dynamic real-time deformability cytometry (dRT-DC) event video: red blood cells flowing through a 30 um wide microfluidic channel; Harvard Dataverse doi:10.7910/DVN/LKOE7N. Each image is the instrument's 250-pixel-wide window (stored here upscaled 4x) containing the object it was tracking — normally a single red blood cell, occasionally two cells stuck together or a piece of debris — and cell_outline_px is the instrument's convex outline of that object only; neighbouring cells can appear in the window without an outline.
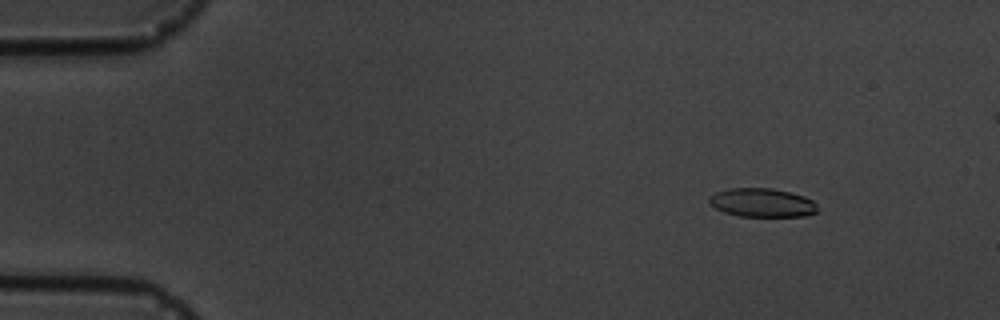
{"species": "common noctule bat (a hibernating species)", "species_latin": "Nyctalus noctula", "temperature_condition": "cold", "stored_images_in_passage": 6, "segment_of_instrument_passage": [1, 2], "camera_frame_rate_fps": 3000, "um_per_image_px": 0.085, "animal": {"sex": "male", "body_mass_g": 19.5, "forearm_length_mm": 54.6}, "frame": {"image": 1, "passage_image": 2, "time_ms": 1.333, "image_size_px": [1000, 320], "cell_outline_px": [[816, 212], [804, 216], [740, 216], [724, 212], [716, 208], [708, 200], [708, 196], [716, 192], [728, 188], [772, 188], [804, 196], [812, 200], [816, 204]], "centroid_in_image_um": [64.75, 17.22], "position_along_channel_um": 20.2, "area_um2": 17.98}}